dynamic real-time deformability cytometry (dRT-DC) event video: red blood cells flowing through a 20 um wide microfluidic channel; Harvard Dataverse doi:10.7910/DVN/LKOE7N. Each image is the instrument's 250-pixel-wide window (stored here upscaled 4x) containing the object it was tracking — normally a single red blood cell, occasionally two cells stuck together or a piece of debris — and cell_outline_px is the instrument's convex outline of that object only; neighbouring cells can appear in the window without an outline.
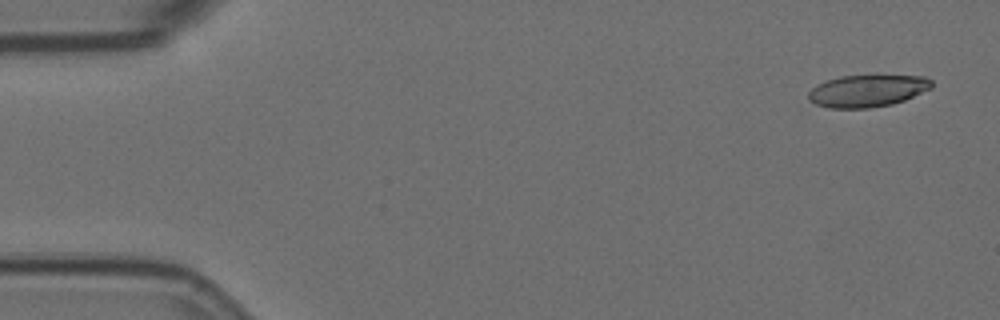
{"species": "Egyptian fruit bat (a non-hibernating species)", "species_latin": "Rousettus aegyptiacus", "temperature_condition": "room temperature", "stored_images_in_passage": 5, "camera_frame_rate_fps": 3000, "um_per_image_px": 0.085, "animal": {"sex": "female"}, "frame": {"image": 1, "passage_image": 1, "time_ms": 0.0, "image_size_px": [1000, 320], "cell_outline_px": [[932, 88], [904, 100], [892, 104], [868, 108], [828, 108], [816, 104], [808, 100], [808, 92], [812, 88], [824, 80], [840, 76], [876, 72], [924, 76], [932, 80]], "centroid_in_image_um": [73.75, 7.65], "position_along_channel_um": 11.2, "area_um2": 24.22}}
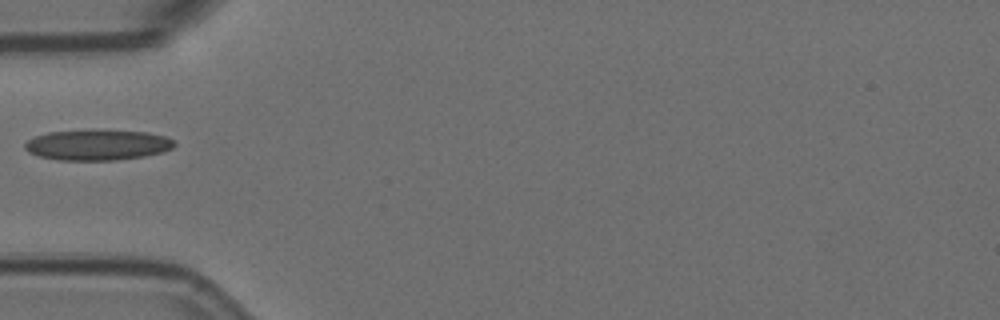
{"frame": {"image": 2, "passage_image": 4, "time_ms": 1.0, "image_size_px": [1000, 320], "cell_outline_px": [[176, 144], [172, 148], [160, 152], [144, 156], [116, 160], [60, 160], [40, 156], [28, 152], [24, 148], [24, 144], [28, 140], [36, 136], [48, 132], [148, 132], [164, 136], [172, 140]], "centroid_in_image_um": [8.27, 12.35], "position_along_channel_um": 76.7, "area_um2": 25.61}}
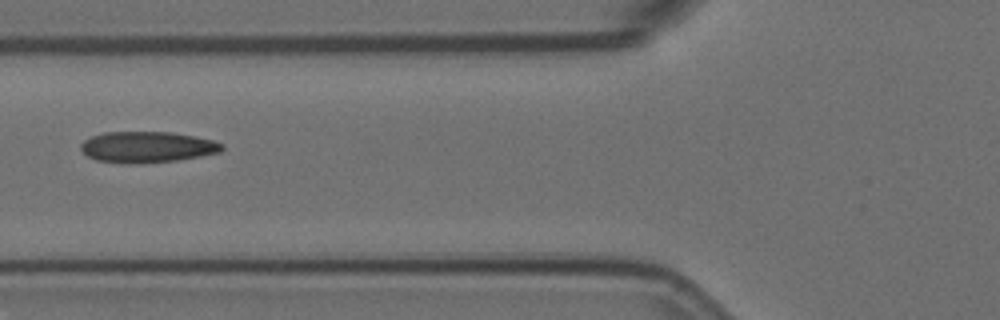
{"frame": {"image": 3, "passage_image": 5, "time_ms": 1.333, "image_size_px": [1000, 320], "cell_outline_px": [[224, 148], [220, 152], [200, 156], [176, 160], [96, 160], [88, 156], [80, 148], [80, 144], [84, 140], [92, 136], [104, 132], [172, 132], [196, 136], [212, 140], [224, 144]], "centroid_in_image_um": [12.57, 12.43], "position_along_channel_um": 113.2, "area_um2": 24.33}}